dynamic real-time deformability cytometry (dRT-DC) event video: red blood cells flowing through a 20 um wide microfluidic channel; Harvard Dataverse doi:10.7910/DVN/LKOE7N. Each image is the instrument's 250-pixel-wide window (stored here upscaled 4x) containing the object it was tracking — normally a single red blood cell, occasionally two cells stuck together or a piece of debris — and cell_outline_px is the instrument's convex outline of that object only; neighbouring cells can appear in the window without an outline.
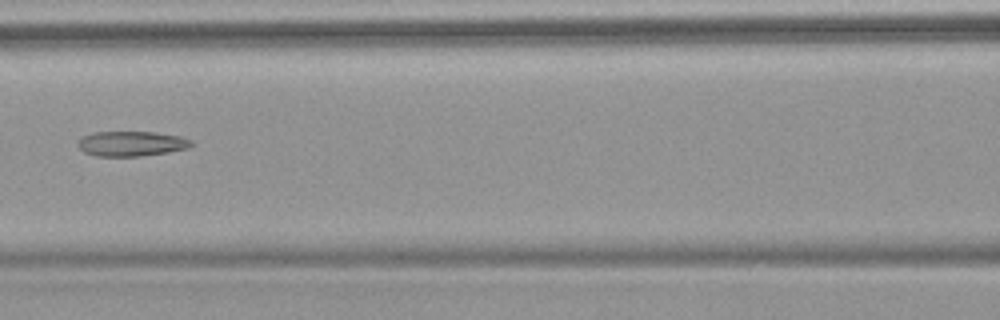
{"species": "common noctule bat (a hibernating species)", "species_latin": "Nyctalus noctula", "temperature_condition": "warm", "stored_images_in_passage": 7, "camera_frame_rate_fps": 3000, "um_per_image_px": 0.085, "animal": {"sex": "female", "body_mass_g": 18.4}, "frame": {"image": 1, "passage_image": 7, "time_ms": 7.0, "image_size_px": [1000, 320], "cell_outline_px": [[192, 144], [188, 148], [168, 152], [140, 156], [96, 156], [84, 152], [76, 144], [84, 136], [92, 132], [156, 132], [180, 136], [192, 140]], "centroid_in_image_um": [11.17, 12.21], "position_along_channel_um": 155.4, "area_um2": 16.47}}